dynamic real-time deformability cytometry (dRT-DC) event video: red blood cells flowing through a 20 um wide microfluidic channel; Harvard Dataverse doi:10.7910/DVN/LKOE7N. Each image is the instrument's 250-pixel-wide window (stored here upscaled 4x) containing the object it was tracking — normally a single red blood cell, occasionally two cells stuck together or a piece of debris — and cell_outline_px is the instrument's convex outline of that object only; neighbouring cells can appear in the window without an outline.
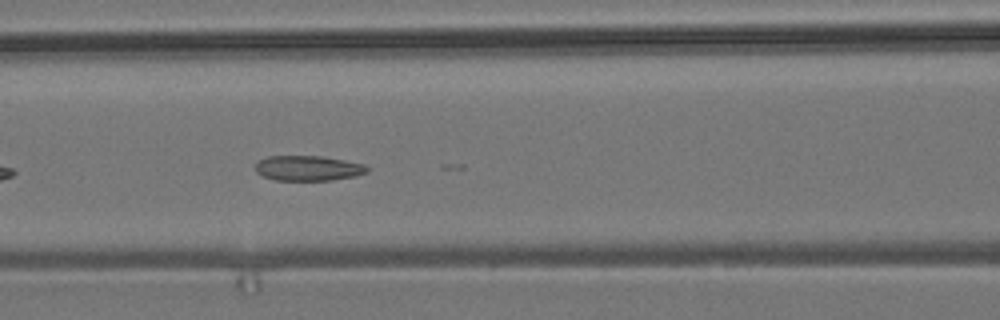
{"species": "common noctule bat (a hibernating species)", "species_latin": "Nyctalus noctula", "temperature_condition": "room temperature", "stored_images_in_passage": 7, "camera_frame_rate_fps": 3000, "um_per_image_px": 0.085, "animal": {"sex": "male", "body_mass_g": 19.2, "forearm_length_mm": 51.8}, "frame": {"image": 1, "passage_image": 7, "time_ms": 7.0, "image_size_px": [1000, 320], "cell_outline_px": [[368, 172], [356, 176], [332, 180], [276, 180], [264, 176], [256, 172], [256, 164], [260, 160], [268, 156], [320, 156], [344, 160], [364, 164], [368, 168]], "centroid_in_image_um": [26.21, 14.3], "position_along_channel_um": 140.4, "area_um2": 16.24}}